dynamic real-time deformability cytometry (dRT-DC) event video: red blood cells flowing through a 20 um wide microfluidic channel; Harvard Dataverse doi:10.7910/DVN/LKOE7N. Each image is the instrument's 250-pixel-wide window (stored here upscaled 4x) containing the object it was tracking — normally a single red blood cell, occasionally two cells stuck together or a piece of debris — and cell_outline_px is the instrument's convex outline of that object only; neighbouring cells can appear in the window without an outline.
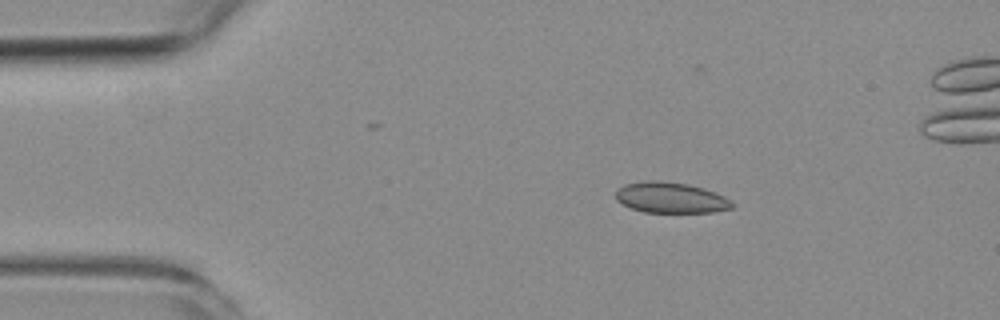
{"species": "common noctule bat (a hibernating species)", "species_latin": "Nyctalus noctula", "temperature_condition": "room temperature", "stored_images_in_passage": 4, "camera_frame_rate_fps": 3000, "um_per_image_px": 0.085, "animal": {"sex": "female", "body_mass_g": 19.3, "forearm_length_mm": 54.1}, "frame": {"image": 1, "passage_image": 2, "time_ms": 1.0, "image_size_px": [1000, 320], "cell_outline_px": [[732, 208], [712, 212], [644, 212], [632, 208], [616, 200], [616, 192], [624, 184], [644, 180], [656, 180], [688, 184], [704, 188], [724, 196], [732, 200]], "centroid_in_image_um": [57.01, 16.79], "position_along_channel_um": 28.0, "area_um2": 20.75}}